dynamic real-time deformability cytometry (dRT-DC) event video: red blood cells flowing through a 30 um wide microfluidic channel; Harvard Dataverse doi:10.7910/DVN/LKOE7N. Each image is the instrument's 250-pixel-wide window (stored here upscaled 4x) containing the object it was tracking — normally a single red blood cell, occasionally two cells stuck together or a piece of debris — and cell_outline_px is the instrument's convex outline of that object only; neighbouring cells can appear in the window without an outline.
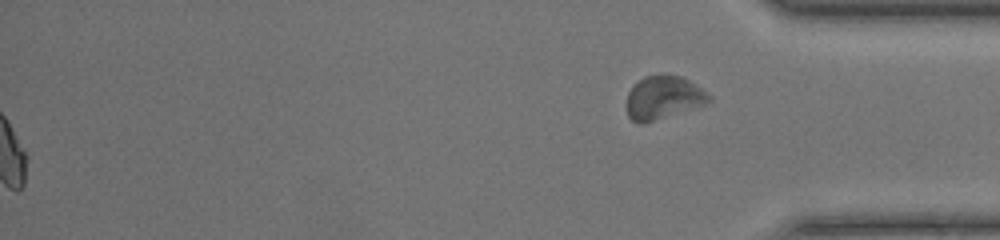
{"species": "common noctule bat (a hibernating species)", "species_latin": "Nyctalus noctula", "temperature_condition": "warm", "stored_images_in_passage": 48, "segment_of_instrument_passage": [2, 2], "camera_frame_rate_fps": 3000, "um_per_image_px": 0.085, "animal": {"sex": "female", "body_mass_g": 17.0, "forearm_length_mm": 48.0}, "frame": {"image": 1, "passage_image": 48, "time_ms": 15.667, "image_size_px": [1000, 240], "cell_outline_px": [[712, 100], [704, 104], [640, 124], [636, 124], [628, 116], [628, 92], [644, 76], [680, 76], [688, 80], [708, 92], [712, 96]], "centroid_in_image_um": [56.4, 8.3], "position_along_channel_um": 378.8, "area_um2": 20.0}}